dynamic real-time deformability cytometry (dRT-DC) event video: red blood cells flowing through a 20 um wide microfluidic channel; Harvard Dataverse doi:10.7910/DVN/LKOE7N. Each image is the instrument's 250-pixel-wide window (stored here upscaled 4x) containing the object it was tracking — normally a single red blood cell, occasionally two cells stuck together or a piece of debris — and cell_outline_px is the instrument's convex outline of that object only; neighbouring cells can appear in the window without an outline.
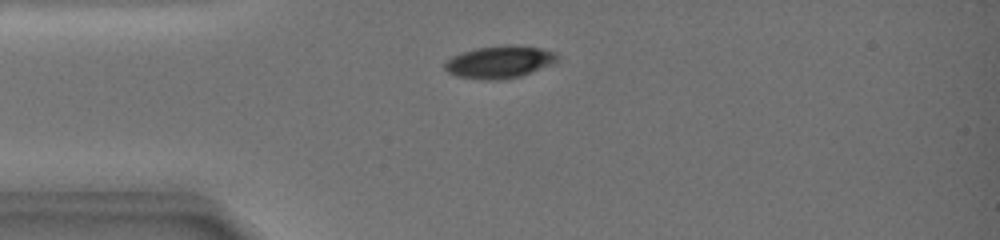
{"species": "common noctule bat (a hibernating species)", "species_latin": "Nyctalus noctula", "temperature_condition": "warm", "stored_images_in_passage": 38, "camera_frame_rate_fps": 3000, "um_per_image_px": 0.085, "animal": {"sex": "female", "body_mass_g": 19.0, "forearm_length_mm": 51.5}, "frame": {"image": 1, "passage_image": 1, "time_ms": 0.0, "image_size_px": [1000, 240], "cell_outline_px": [[560, 60], [556, 64], [508, 80], [480, 80], [456, 76], [448, 72], [444, 68], [444, 64], [452, 56], [464, 52], [480, 48], [536, 48], [556, 52], [560, 56]], "centroid_in_image_um": [42.49, 5.35], "position_along_channel_um": 42.5, "area_um2": 20.63}}
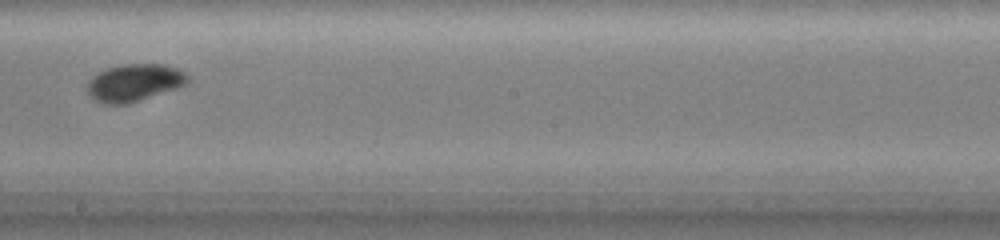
{"frame": {"image": 2, "passage_image": 16, "time_ms": 6.333, "image_size_px": [1000, 240], "cell_outline_px": [[188, 80], [184, 84], [124, 104], [108, 104], [92, 96], [88, 92], [88, 84], [100, 72], [108, 68], [120, 64], [164, 64], [180, 68], [188, 76]], "centroid_in_image_um": [11.44, 6.98], "position_along_channel_um": 236.8, "area_um2": 20.75}}
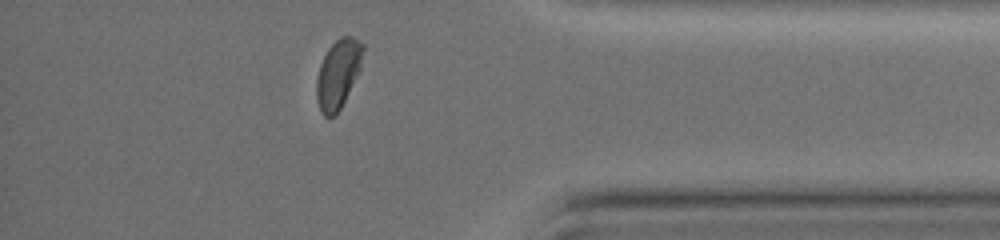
{"frame": {"image": 3, "passage_image": 35, "time_ms": 11.667, "image_size_px": [1000, 240], "cell_outline_px": [[364, 48], [360, 68], [340, 108], [332, 116], [324, 116], [320, 108], [316, 96], [316, 80], [320, 64], [328, 48], [340, 36], [352, 36], [364, 44]], "centroid_in_image_um": [28.73, 6.22], "position_along_channel_um": 406.5, "area_um2": 18.21}, "authors_computed_cell_mechanics": {"area_um2": 20.1144, "velocity_mm_per_s": 3.3918, "shape_relaxation_time_tau1_ms": 3.8174, "shape_relaxation_time_tau2_ms": 1.8894, "deformation_change_tau1": 0.1503, "deformation_change_tau2": 0.0258}}